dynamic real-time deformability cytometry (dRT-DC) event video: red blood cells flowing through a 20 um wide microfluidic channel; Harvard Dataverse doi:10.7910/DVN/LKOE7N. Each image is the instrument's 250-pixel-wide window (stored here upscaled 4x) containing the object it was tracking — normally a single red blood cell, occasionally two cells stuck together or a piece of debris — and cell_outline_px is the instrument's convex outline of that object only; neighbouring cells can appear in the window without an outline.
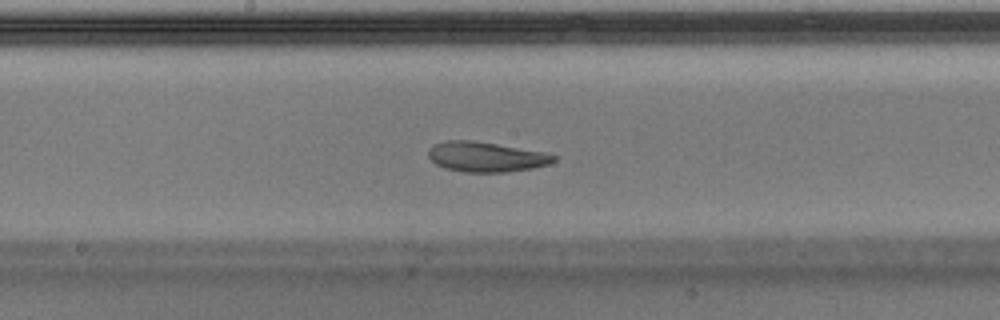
{"species": "Egyptian fruit bat (a non-hibernating species)", "species_latin": "Rousettus aegyptiacus", "temperature_condition": "warm", "stored_images_in_passage": 51, "camera_frame_rate_fps": 3000, "um_per_image_px": 0.085, "animal": {"sex": "male"}, "frame": {"image": 1, "passage_image": 27, "time_ms": 8.667, "image_size_px": [1000, 320], "cell_outline_px": [[556, 160], [548, 164], [532, 168], [508, 172], [464, 172], [444, 168], [436, 164], [428, 156], [428, 148], [436, 144], [448, 140], [472, 140], [544, 152], [556, 156]], "centroid_in_image_um": [41.29, 13.34], "position_along_channel_um": 206.9, "area_um2": 21.79}}
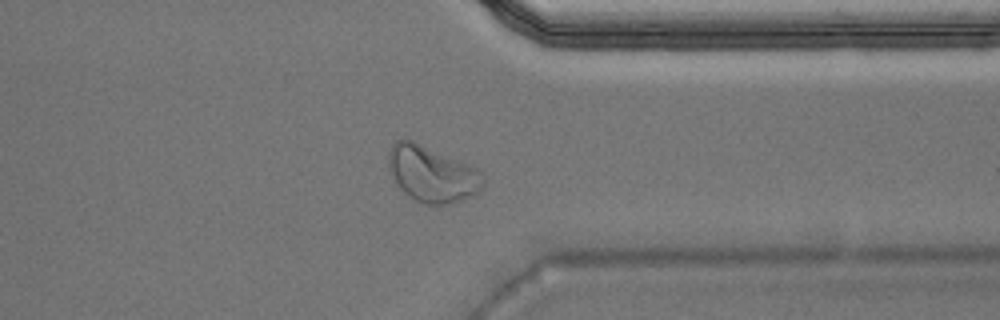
{"frame": {"image": 2, "passage_image": 40, "time_ms": 13.0, "image_size_px": [1000, 320], "cell_outline_px": [[484, 188], [460, 200], [448, 204], [424, 204], [408, 196], [400, 188], [388, 168], [388, 152], [392, 144], [396, 140], [412, 140], [468, 164], [476, 168], [484, 176]], "centroid_in_image_um": [36.7, 14.78], "position_along_channel_um": 374.7, "area_um2": 30.58}}
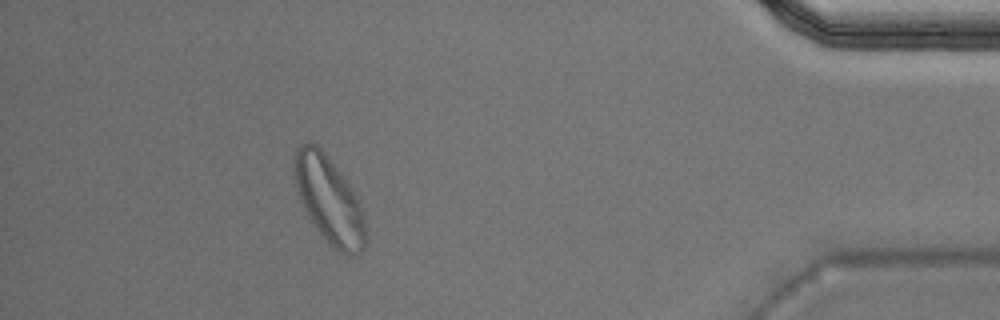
{"frame": {"image": 3, "passage_image": 46, "time_ms": 15.0, "image_size_px": [1000, 320], "cell_outline_px": [[364, 248], [360, 252], [352, 256], [348, 256], [340, 252], [316, 228], [308, 216], [300, 200], [296, 188], [296, 148], [300, 144], [316, 144], [324, 152], [348, 184], [356, 196], [360, 204], [364, 216]], "centroid_in_image_um": [27.98, 17.02], "position_along_channel_um": 407.2, "area_um2": 34.68}, "authors_computed_cell_mechanics": {"area_um2": 22.6576, "velocity_mm_per_s": 3.941, "shape_relaxation_time_tau1_ms": 5.0399, "shape_relaxation_time_tau2_ms": 2.1251, "deformation_change_tau1": 0.2145, "deformation_change_tau2": 0.0745}}